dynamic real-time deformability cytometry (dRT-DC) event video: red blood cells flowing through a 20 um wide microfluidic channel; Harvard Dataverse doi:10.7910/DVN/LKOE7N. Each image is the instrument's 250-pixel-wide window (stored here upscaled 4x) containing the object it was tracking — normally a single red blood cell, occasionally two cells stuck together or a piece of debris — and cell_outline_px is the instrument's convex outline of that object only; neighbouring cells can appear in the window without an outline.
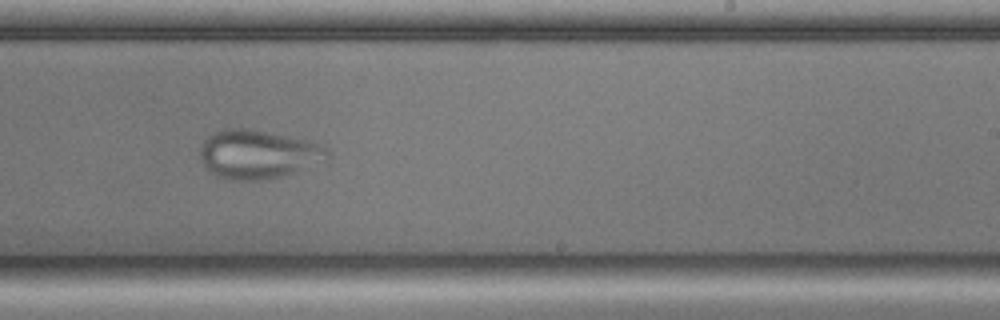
{"species": "common noctule bat (a hibernating species)", "species_latin": "Nyctalus noctula", "temperature_condition": "cold", "stored_images_in_passage": 54, "camera_frame_rate_fps": 3000, "um_per_image_px": 0.085, "animal": {"sex": "male", "body_mass_g": 17.9, "forearm_length_mm": 54.2}, "frame": {"image": 1, "passage_image": 33, "time_ms": 10.667, "image_size_px": [1000, 320], "cell_outline_px": [[332, 156], [288, 176], [268, 180], [232, 180], [220, 176], [212, 172], [204, 164], [200, 156], [200, 144], [208, 136], [216, 132], [228, 128], [244, 128], [312, 140], [324, 148]], "centroid_in_image_um": [21.95, 13.12], "position_along_channel_um": 267.0, "area_um2": 36.13}}